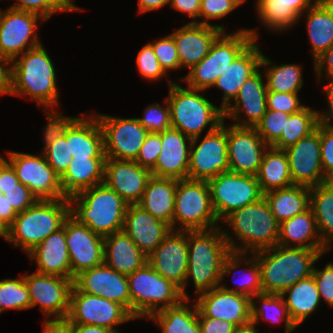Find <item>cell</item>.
I'll list each match as a JSON object with an SVG mask.
<instances>
[{
	"mask_svg": "<svg viewBox=\"0 0 333 333\" xmlns=\"http://www.w3.org/2000/svg\"><path fill=\"white\" fill-rule=\"evenodd\" d=\"M201 333H234L236 326L231 322L210 317H198Z\"/></svg>",
	"mask_w": 333,
	"mask_h": 333,
	"instance_id": "61",
	"label": "cell"
},
{
	"mask_svg": "<svg viewBox=\"0 0 333 333\" xmlns=\"http://www.w3.org/2000/svg\"><path fill=\"white\" fill-rule=\"evenodd\" d=\"M70 215L93 232L107 236L123 229L128 203L104 182L68 198Z\"/></svg>",
	"mask_w": 333,
	"mask_h": 333,
	"instance_id": "5",
	"label": "cell"
},
{
	"mask_svg": "<svg viewBox=\"0 0 333 333\" xmlns=\"http://www.w3.org/2000/svg\"><path fill=\"white\" fill-rule=\"evenodd\" d=\"M180 223L179 227L176 224ZM207 181L177 179L172 230H210L218 226ZM181 227V228H180Z\"/></svg>",
	"mask_w": 333,
	"mask_h": 333,
	"instance_id": "10",
	"label": "cell"
},
{
	"mask_svg": "<svg viewBox=\"0 0 333 333\" xmlns=\"http://www.w3.org/2000/svg\"><path fill=\"white\" fill-rule=\"evenodd\" d=\"M255 298L259 303H255ZM259 308H258V307ZM280 323L285 320L286 333H292L297 327L291 321L281 294L260 293L251 298V321L256 325L260 320Z\"/></svg>",
	"mask_w": 333,
	"mask_h": 333,
	"instance_id": "44",
	"label": "cell"
},
{
	"mask_svg": "<svg viewBox=\"0 0 333 333\" xmlns=\"http://www.w3.org/2000/svg\"><path fill=\"white\" fill-rule=\"evenodd\" d=\"M223 32L216 26L188 22L170 33L176 44L180 67L190 70L199 63Z\"/></svg>",
	"mask_w": 333,
	"mask_h": 333,
	"instance_id": "27",
	"label": "cell"
},
{
	"mask_svg": "<svg viewBox=\"0 0 333 333\" xmlns=\"http://www.w3.org/2000/svg\"><path fill=\"white\" fill-rule=\"evenodd\" d=\"M30 295V308L40 306L47 317L66 318L70 310L73 280L65 277L33 272L24 274Z\"/></svg>",
	"mask_w": 333,
	"mask_h": 333,
	"instance_id": "17",
	"label": "cell"
},
{
	"mask_svg": "<svg viewBox=\"0 0 333 333\" xmlns=\"http://www.w3.org/2000/svg\"><path fill=\"white\" fill-rule=\"evenodd\" d=\"M262 54L260 67H265L264 76L266 79L267 91L280 93H299L303 87L302 66L299 64L275 65ZM267 68V70H266Z\"/></svg>",
	"mask_w": 333,
	"mask_h": 333,
	"instance_id": "43",
	"label": "cell"
},
{
	"mask_svg": "<svg viewBox=\"0 0 333 333\" xmlns=\"http://www.w3.org/2000/svg\"><path fill=\"white\" fill-rule=\"evenodd\" d=\"M321 160L325 178L333 175V128L320 124Z\"/></svg>",
	"mask_w": 333,
	"mask_h": 333,
	"instance_id": "59",
	"label": "cell"
},
{
	"mask_svg": "<svg viewBox=\"0 0 333 333\" xmlns=\"http://www.w3.org/2000/svg\"><path fill=\"white\" fill-rule=\"evenodd\" d=\"M0 191L17 213L30 208L38 200L31 190L21 182L17 184V187L0 188Z\"/></svg>",
	"mask_w": 333,
	"mask_h": 333,
	"instance_id": "57",
	"label": "cell"
},
{
	"mask_svg": "<svg viewBox=\"0 0 333 333\" xmlns=\"http://www.w3.org/2000/svg\"><path fill=\"white\" fill-rule=\"evenodd\" d=\"M305 13L315 60L333 45V0H319Z\"/></svg>",
	"mask_w": 333,
	"mask_h": 333,
	"instance_id": "37",
	"label": "cell"
},
{
	"mask_svg": "<svg viewBox=\"0 0 333 333\" xmlns=\"http://www.w3.org/2000/svg\"><path fill=\"white\" fill-rule=\"evenodd\" d=\"M190 299H183L178 305L164 308L151 314L148 319L153 320L162 333H201L198 322V308L195 302L188 307Z\"/></svg>",
	"mask_w": 333,
	"mask_h": 333,
	"instance_id": "41",
	"label": "cell"
},
{
	"mask_svg": "<svg viewBox=\"0 0 333 333\" xmlns=\"http://www.w3.org/2000/svg\"><path fill=\"white\" fill-rule=\"evenodd\" d=\"M169 94L166 97L170 107L171 128L195 138L209 125L207 132L216 130L224 119L222 108L216 107L205 96L204 90L182 87L169 80Z\"/></svg>",
	"mask_w": 333,
	"mask_h": 333,
	"instance_id": "7",
	"label": "cell"
},
{
	"mask_svg": "<svg viewBox=\"0 0 333 333\" xmlns=\"http://www.w3.org/2000/svg\"><path fill=\"white\" fill-rule=\"evenodd\" d=\"M8 160L19 181L26 185L38 200L67 198L61 188L60 177L48 164L45 156L22 152H7Z\"/></svg>",
	"mask_w": 333,
	"mask_h": 333,
	"instance_id": "14",
	"label": "cell"
},
{
	"mask_svg": "<svg viewBox=\"0 0 333 333\" xmlns=\"http://www.w3.org/2000/svg\"><path fill=\"white\" fill-rule=\"evenodd\" d=\"M150 44L166 74L170 70L181 69L176 44L170 34Z\"/></svg>",
	"mask_w": 333,
	"mask_h": 333,
	"instance_id": "52",
	"label": "cell"
},
{
	"mask_svg": "<svg viewBox=\"0 0 333 333\" xmlns=\"http://www.w3.org/2000/svg\"><path fill=\"white\" fill-rule=\"evenodd\" d=\"M312 275L320 298L333 308V262L327 263L321 270L314 267Z\"/></svg>",
	"mask_w": 333,
	"mask_h": 333,
	"instance_id": "58",
	"label": "cell"
},
{
	"mask_svg": "<svg viewBox=\"0 0 333 333\" xmlns=\"http://www.w3.org/2000/svg\"><path fill=\"white\" fill-rule=\"evenodd\" d=\"M290 114L267 109L262 120L255 126L265 143L272 147L281 137Z\"/></svg>",
	"mask_w": 333,
	"mask_h": 333,
	"instance_id": "49",
	"label": "cell"
},
{
	"mask_svg": "<svg viewBox=\"0 0 333 333\" xmlns=\"http://www.w3.org/2000/svg\"><path fill=\"white\" fill-rule=\"evenodd\" d=\"M56 79L54 64L43 44L11 61L10 94L28 96L44 109H56L59 104Z\"/></svg>",
	"mask_w": 333,
	"mask_h": 333,
	"instance_id": "2",
	"label": "cell"
},
{
	"mask_svg": "<svg viewBox=\"0 0 333 333\" xmlns=\"http://www.w3.org/2000/svg\"><path fill=\"white\" fill-rule=\"evenodd\" d=\"M313 62L316 77L319 82L322 81L320 79H322L324 75L327 76L326 78H329V81H333V45L324 53H322L318 58H316Z\"/></svg>",
	"mask_w": 333,
	"mask_h": 333,
	"instance_id": "62",
	"label": "cell"
},
{
	"mask_svg": "<svg viewBox=\"0 0 333 333\" xmlns=\"http://www.w3.org/2000/svg\"><path fill=\"white\" fill-rule=\"evenodd\" d=\"M19 182L15 170L0 153V188L17 187Z\"/></svg>",
	"mask_w": 333,
	"mask_h": 333,
	"instance_id": "65",
	"label": "cell"
},
{
	"mask_svg": "<svg viewBox=\"0 0 333 333\" xmlns=\"http://www.w3.org/2000/svg\"><path fill=\"white\" fill-rule=\"evenodd\" d=\"M69 215L68 198L37 200L30 208L17 214L1 237L28 254L51 233L62 228Z\"/></svg>",
	"mask_w": 333,
	"mask_h": 333,
	"instance_id": "6",
	"label": "cell"
},
{
	"mask_svg": "<svg viewBox=\"0 0 333 333\" xmlns=\"http://www.w3.org/2000/svg\"><path fill=\"white\" fill-rule=\"evenodd\" d=\"M165 101L166 106L160 103L150 104L146 107L143 118H137L148 132L160 133L171 128L170 107L167 99Z\"/></svg>",
	"mask_w": 333,
	"mask_h": 333,
	"instance_id": "51",
	"label": "cell"
},
{
	"mask_svg": "<svg viewBox=\"0 0 333 333\" xmlns=\"http://www.w3.org/2000/svg\"><path fill=\"white\" fill-rule=\"evenodd\" d=\"M323 185L333 193V175L326 177L324 179Z\"/></svg>",
	"mask_w": 333,
	"mask_h": 333,
	"instance_id": "73",
	"label": "cell"
},
{
	"mask_svg": "<svg viewBox=\"0 0 333 333\" xmlns=\"http://www.w3.org/2000/svg\"><path fill=\"white\" fill-rule=\"evenodd\" d=\"M45 20L32 12L7 8L0 9V56L13 61L27 50L41 43L37 29Z\"/></svg>",
	"mask_w": 333,
	"mask_h": 333,
	"instance_id": "15",
	"label": "cell"
},
{
	"mask_svg": "<svg viewBox=\"0 0 333 333\" xmlns=\"http://www.w3.org/2000/svg\"><path fill=\"white\" fill-rule=\"evenodd\" d=\"M106 158H73L60 177L64 195L69 198L104 182Z\"/></svg>",
	"mask_w": 333,
	"mask_h": 333,
	"instance_id": "36",
	"label": "cell"
},
{
	"mask_svg": "<svg viewBox=\"0 0 333 333\" xmlns=\"http://www.w3.org/2000/svg\"><path fill=\"white\" fill-rule=\"evenodd\" d=\"M318 124V110L305 106L300 111L290 114L280 139L272 147L285 150L301 138L309 136Z\"/></svg>",
	"mask_w": 333,
	"mask_h": 333,
	"instance_id": "46",
	"label": "cell"
},
{
	"mask_svg": "<svg viewBox=\"0 0 333 333\" xmlns=\"http://www.w3.org/2000/svg\"><path fill=\"white\" fill-rule=\"evenodd\" d=\"M104 263L128 276L147 263V256L121 230L104 236Z\"/></svg>",
	"mask_w": 333,
	"mask_h": 333,
	"instance_id": "33",
	"label": "cell"
},
{
	"mask_svg": "<svg viewBox=\"0 0 333 333\" xmlns=\"http://www.w3.org/2000/svg\"><path fill=\"white\" fill-rule=\"evenodd\" d=\"M211 204L218 219L224 220L233 211L257 202L263 197L256 176L222 172L207 181Z\"/></svg>",
	"mask_w": 333,
	"mask_h": 333,
	"instance_id": "11",
	"label": "cell"
},
{
	"mask_svg": "<svg viewBox=\"0 0 333 333\" xmlns=\"http://www.w3.org/2000/svg\"><path fill=\"white\" fill-rule=\"evenodd\" d=\"M232 228V235L223 230L232 252L255 253L277 245L280 223L275 219L264 196L257 202L233 211L223 221ZM236 240H240V246ZM250 249V250H249ZM250 251V252H249Z\"/></svg>",
	"mask_w": 333,
	"mask_h": 333,
	"instance_id": "4",
	"label": "cell"
},
{
	"mask_svg": "<svg viewBox=\"0 0 333 333\" xmlns=\"http://www.w3.org/2000/svg\"><path fill=\"white\" fill-rule=\"evenodd\" d=\"M72 267V280L81 271L104 263V237L69 215L62 226Z\"/></svg>",
	"mask_w": 333,
	"mask_h": 333,
	"instance_id": "18",
	"label": "cell"
},
{
	"mask_svg": "<svg viewBox=\"0 0 333 333\" xmlns=\"http://www.w3.org/2000/svg\"><path fill=\"white\" fill-rule=\"evenodd\" d=\"M275 219L282 223L310 208V188L291 185L263 194Z\"/></svg>",
	"mask_w": 333,
	"mask_h": 333,
	"instance_id": "39",
	"label": "cell"
},
{
	"mask_svg": "<svg viewBox=\"0 0 333 333\" xmlns=\"http://www.w3.org/2000/svg\"><path fill=\"white\" fill-rule=\"evenodd\" d=\"M136 64L139 74L147 81H156L163 76H167L149 42L141 47V50L137 53Z\"/></svg>",
	"mask_w": 333,
	"mask_h": 333,
	"instance_id": "53",
	"label": "cell"
},
{
	"mask_svg": "<svg viewBox=\"0 0 333 333\" xmlns=\"http://www.w3.org/2000/svg\"><path fill=\"white\" fill-rule=\"evenodd\" d=\"M328 251L276 245L253 253L260 266L263 293L282 294L309 277L314 264Z\"/></svg>",
	"mask_w": 333,
	"mask_h": 333,
	"instance_id": "3",
	"label": "cell"
},
{
	"mask_svg": "<svg viewBox=\"0 0 333 333\" xmlns=\"http://www.w3.org/2000/svg\"><path fill=\"white\" fill-rule=\"evenodd\" d=\"M151 170L134 160L106 158L104 183L128 204H138L143 196Z\"/></svg>",
	"mask_w": 333,
	"mask_h": 333,
	"instance_id": "25",
	"label": "cell"
},
{
	"mask_svg": "<svg viewBox=\"0 0 333 333\" xmlns=\"http://www.w3.org/2000/svg\"><path fill=\"white\" fill-rule=\"evenodd\" d=\"M27 256L30 261L36 260V272L72 279V267L63 227L51 233Z\"/></svg>",
	"mask_w": 333,
	"mask_h": 333,
	"instance_id": "30",
	"label": "cell"
},
{
	"mask_svg": "<svg viewBox=\"0 0 333 333\" xmlns=\"http://www.w3.org/2000/svg\"><path fill=\"white\" fill-rule=\"evenodd\" d=\"M258 69L242 84L234 104L224 110V119H235L233 125L255 127L267 111V86ZM243 111V113H242ZM242 114L245 117H241ZM244 118V119H243Z\"/></svg>",
	"mask_w": 333,
	"mask_h": 333,
	"instance_id": "24",
	"label": "cell"
},
{
	"mask_svg": "<svg viewBox=\"0 0 333 333\" xmlns=\"http://www.w3.org/2000/svg\"><path fill=\"white\" fill-rule=\"evenodd\" d=\"M198 317L231 322L236 327L251 323V298L227 291L220 286L197 295Z\"/></svg>",
	"mask_w": 333,
	"mask_h": 333,
	"instance_id": "21",
	"label": "cell"
},
{
	"mask_svg": "<svg viewBox=\"0 0 333 333\" xmlns=\"http://www.w3.org/2000/svg\"><path fill=\"white\" fill-rule=\"evenodd\" d=\"M69 155L73 158H106L103 133L97 117H78L65 133Z\"/></svg>",
	"mask_w": 333,
	"mask_h": 333,
	"instance_id": "31",
	"label": "cell"
},
{
	"mask_svg": "<svg viewBox=\"0 0 333 333\" xmlns=\"http://www.w3.org/2000/svg\"><path fill=\"white\" fill-rule=\"evenodd\" d=\"M147 263L161 276L181 288L188 270V231L171 230L147 256Z\"/></svg>",
	"mask_w": 333,
	"mask_h": 333,
	"instance_id": "23",
	"label": "cell"
},
{
	"mask_svg": "<svg viewBox=\"0 0 333 333\" xmlns=\"http://www.w3.org/2000/svg\"><path fill=\"white\" fill-rule=\"evenodd\" d=\"M70 333H117L111 329H106L94 325L70 324Z\"/></svg>",
	"mask_w": 333,
	"mask_h": 333,
	"instance_id": "69",
	"label": "cell"
},
{
	"mask_svg": "<svg viewBox=\"0 0 333 333\" xmlns=\"http://www.w3.org/2000/svg\"><path fill=\"white\" fill-rule=\"evenodd\" d=\"M176 190L177 179L152 176L138 205L172 228Z\"/></svg>",
	"mask_w": 333,
	"mask_h": 333,
	"instance_id": "35",
	"label": "cell"
},
{
	"mask_svg": "<svg viewBox=\"0 0 333 333\" xmlns=\"http://www.w3.org/2000/svg\"><path fill=\"white\" fill-rule=\"evenodd\" d=\"M191 142L192 138L180 130L170 128L161 132V152L151 170L152 176L178 180L188 178Z\"/></svg>",
	"mask_w": 333,
	"mask_h": 333,
	"instance_id": "26",
	"label": "cell"
},
{
	"mask_svg": "<svg viewBox=\"0 0 333 333\" xmlns=\"http://www.w3.org/2000/svg\"><path fill=\"white\" fill-rule=\"evenodd\" d=\"M295 245V246H292ZM277 245L282 247L329 250L322 242L311 208L280 223Z\"/></svg>",
	"mask_w": 333,
	"mask_h": 333,
	"instance_id": "34",
	"label": "cell"
},
{
	"mask_svg": "<svg viewBox=\"0 0 333 333\" xmlns=\"http://www.w3.org/2000/svg\"><path fill=\"white\" fill-rule=\"evenodd\" d=\"M313 1V2H312ZM319 0H257L256 12L265 29L283 32L298 24L304 12Z\"/></svg>",
	"mask_w": 333,
	"mask_h": 333,
	"instance_id": "32",
	"label": "cell"
},
{
	"mask_svg": "<svg viewBox=\"0 0 333 333\" xmlns=\"http://www.w3.org/2000/svg\"><path fill=\"white\" fill-rule=\"evenodd\" d=\"M70 324L94 325L116 331V325L136 320L122 305L80 292L74 285L70 294Z\"/></svg>",
	"mask_w": 333,
	"mask_h": 333,
	"instance_id": "13",
	"label": "cell"
},
{
	"mask_svg": "<svg viewBox=\"0 0 333 333\" xmlns=\"http://www.w3.org/2000/svg\"><path fill=\"white\" fill-rule=\"evenodd\" d=\"M293 184L308 188L324 183L320 149V124L309 136L301 138L285 150Z\"/></svg>",
	"mask_w": 333,
	"mask_h": 333,
	"instance_id": "19",
	"label": "cell"
},
{
	"mask_svg": "<svg viewBox=\"0 0 333 333\" xmlns=\"http://www.w3.org/2000/svg\"><path fill=\"white\" fill-rule=\"evenodd\" d=\"M15 4L10 8L32 12L41 16L45 21L49 20L58 12L49 2V0H15Z\"/></svg>",
	"mask_w": 333,
	"mask_h": 333,
	"instance_id": "60",
	"label": "cell"
},
{
	"mask_svg": "<svg viewBox=\"0 0 333 333\" xmlns=\"http://www.w3.org/2000/svg\"><path fill=\"white\" fill-rule=\"evenodd\" d=\"M42 333H70V321L66 318L45 319Z\"/></svg>",
	"mask_w": 333,
	"mask_h": 333,
	"instance_id": "68",
	"label": "cell"
},
{
	"mask_svg": "<svg viewBox=\"0 0 333 333\" xmlns=\"http://www.w3.org/2000/svg\"><path fill=\"white\" fill-rule=\"evenodd\" d=\"M73 285L80 291L101 296L122 305L131 314L127 275L110 268L105 263L81 271L75 276Z\"/></svg>",
	"mask_w": 333,
	"mask_h": 333,
	"instance_id": "22",
	"label": "cell"
},
{
	"mask_svg": "<svg viewBox=\"0 0 333 333\" xmlns=\"http://www.w3.org/2000/svg\"><path fill=\"white\" fill-rule=\"evenodd\" d=\"M230 252L222 227L188 231V270L180 288L182 297L190 299L185 290L189 279L193 281L197 295L218 287L223 262Z\"/></svg>",
	"mask_w": 333,
	"mask_h": 333,
	"instance_id": "1",
	"label": "cell"
},
{
	"mask_svg": "<svg viewBox=\"0 0 333 333\" xmlns=\"http://www.w3.org/2000/svg\"><path fill=\"white\" fill-rule=\"evenodd\" d=\"M41 153L59 177L66 172L73 159L72 155H69V141H66L65 135L54 140Z\"/></svg>",
	"mask_w": 333,
	"mask_h": 333,
	"instance_id": "50",
	"label": "cell"
},
{
	"mask_svg": "<svg viewBox=\"0 0 333 333\" xmlns=\"http://www.w3.org/2000/svg\"><path fill=\"white\" fill-rule=\"evenodd\" d=\"M256 178L263 194L293 185L286 152L268 147Z\"/></svg>",
	"mask_w": 333,
	"mask_h": 333,
	"instance_id": "42",
	"label": "cell"
},
{
	"mask_svg": "<svg viewBox=\"0 0 333 333\" xmlns=\"http://www.w3.org/2000/svg\"><path fill=\"white\" fill-rule=\"evenodd\" d=\"M161 145V132H149L134 161L142 167L152 170L161 152Z\"/></svg>",
	"mask_w": 333,
	"mask_h": 333,
	"instance_id": "56",
	"label": "cell"
},
{
	"mask_svg": "<svg viewBox=\"0 0 333 333\" xmlns=\"http://www.w3.org/2000/svg\"><path fill=\"white\" fill-rule=\"evenodd\" d=\"M247 253H237L230 252V254L225 258L223 262V268L221 272V282L219 286L227 291H233L237 294H241L252 298L254 295L260 294L263 292L261 284V270L257 258L254 254L251 253L247 256ZM248 258V259H247ZM245 261V262H244ZM247 265L246 273L242 275L241 281L236 284V288H228V286L223 285L222 281L225 276L231 274L235 270H239V267L242 265ZM248 271V273H247Z\"/></svg>",
	"mask_w": 333,
	"mask_h": 333,
	"instance_id": "40",
	"label": "cell"
},
{
	"mask_svg": "<svg viewBox=\"0 0 333 333\" xmlns=\"http://www.w3.org/2000/svg\"><path fill=\"white\" fill-rule=\"evenodd\" d=\"M122 230L146 256H149L172 228L164 221L153 217L138 204H129Z\"/></svg>",
	"mask_w": 333,
	"mask_h": 333,
	"instance_id": "28",
	"label": "cell"
},
{
	"mask_svg": "<svg viewBox=\"0 0 333 333\" xmlns=\"http://www.w3.org/2000/svg\"><path fill=\"white\" fill-rule=\"evenodd\" d=\"M30 295L24 275L15 279L0 280V314L5 310L30 309Z\"/></svg>",
	"mask_w": 333,
	"mask_h": 333,
	"instance_id": "47",
	"label": "cell"
},
{
	"mask_svg": "<svg viewBox=\"0 0 333 333\" xmlns=\"http://www.w3.org/2000/svg\"><path fill=\"white\" fill-rule=\"evenodd\" d=\"M103 133L106 158L135 160L148 131L137 118H118L95 114Z\"/></svg>",
	"mask_w": 333,
	"mask_h": 333,
	"instance_id": "16",
	"label": "cell"
},
{
	"mask_svg": "<svg viewBox=\"0 0 333 333\" xmlns=\"http://www.w3.org/2000/svg\"><path fill=\"white\" fill-rule=\"evenodd\" d=\"M298 93H280L267 91V109L293 114L306 105L300 103Z\"/></svg>",
	"mask_w": 333,
	"mask_h": 333,
	"instance_id": "55",
	"label": "cell"
},
{
	"mask_svg": "<svg viewBox=\"0 0 333 333\" xmlns=\"http://www.w3.org/2000/svg\"><path fill=\"white\" fill-rule=\"evenodd\" d=\"M223 123L214 131L192 138L188 178L208 181L222 172L229 171L227 152V127ZM200 142L198 145H196Z\"/></svg>",
	"mask_w": 333,
	"mask_h": 333,
	"instance_id": "12",
	"label": "cell"
},
{
	"mask_svg": "<svg viewBox=\"0 0 333 333\" xmlns=\"http://www.w3.org/2000/svg\"><path fill=\"white\" fill-rule=\"evenodd\" d=\"M11 93V61L0 56V95Z\"/></svg>",
	"mask_w": 333,
	"mask_h": 333,
	"instance_id": "67",
	"label": "cell"
},
{
	"mask_svg": "<svg viewBox=\"0 0 333 333\" xmlns=\"http://www.w3.org/2000/svg\"><path fill=\"white\" fill-rule=\"evenodd\" d=\"M257 30L242 29L233 33L223 32L212 44L208 55L194 65L183 78L189 88L207 90L232 61L253 41L258 40Z\"/></svg>",
	"mask_w": 333,
	"mask_h": 333,
	"instance_id": "9",
	"label": "cell"
},
{
	"mask_svg": "<svg viewBox=\"0 0 333 333\" xmlns=\"http://www.w3.org/2000/svg\"><path fill=\"white\" fill-rule=\"evenodd\" d=\"M262 52L256 40H253L223 71L215 87L222 90L220 107L224 111L236 98L242 84L260 68Z\"/></svg>",
	"mask_w": 333,
	"mask_h": 333,
	"instance_id": "29",
	"label": "cell"
},
{
	"mask_svg": "<svg viewBox=\"0 0 333 333\" xmlns=\"http://www.w3.org/2000/svg\"><path fill=\"white\" fill-rule=\"evenodd\" d=\"M326 86L323 87L324 94L328 101V110L325 112L318 111L319 124L324 125L329 128H333V81H329Z\"/></svg>",
	"mask_w": 333,
	"mask_h": 333,
	"instance_id": "66",
	"label": "cell"
},
{
	"mask_svg": "<svg viewBox=\"0 0 333 333\" xmlns=\"http://www.w3.org/2000/svg\"><path fill=\"white\" fill-rule=\"evenodd\" d=\"M131 315L149 317L164 308L178 305L184 298L180 288L161 276L148 263L127 276Z\"/></svg>",
	"mask_w": 333,
	"mask_h": 333,
	"instance_id": "8",
	"label": "cell"
},
{
	"mask_svg": "<svg viewBox=\"0 0 333 333\" xmlns=\"http://www.w3.org/2000/svg\"><path fill=\"white\" fill-rule=\"evenodd\" d=\"M310 208L322 242L330 249L333 241V193L323 184L310 188Z\"/></svg>",
	"mask_w": 333,
	"mask_h": 333,
	"instance_id": "45",
	"label": "cell"
},
{
	"mask_svg": "<svg viewBox=\"0 0 333 333\" xmlns=\"http://www.w3.org/2000/svg\"><path fill=\"white\" fill-rule=\"evenodd\" d=\"M246 0H201L199 18L204 20H196L198 24L212 25L225 32L223 25H215L209 23L210 20H219L226 15H229L233 10H236L240 5L244 4Z\"/></svg>",
	"mask_w": 333,
	"mask_h": 333,
	"instance_id": "48",
	"label": "cell"
},
{
	"mask_svg": "<svg viewBox=\"0 0 333 333\" xmlns=\"http://www.w3.org/2000/svg\"><path fill=\"white\" fill-rule=\"evenodd\" d=\"M170 0H138V12L144 13L153 11L163 6L169 5Z\"/></svg>",
	"mask_w": 333,
	"mask_h": 333,
	"instance_id": "70",
	"label": "cell"
},
{
	"mask_svg": "<svg viewBox=\"0 0 333 333\" xmlns=\"http://www.w3.org/2000/svg\"><path fill=\"white\" fill-rule=\"evenodd\" d=\"M45 114L48 121L43 133L44 148L54 140L64 136L70 125L78 118L65 116L63 113L55 111L54 108H45Z\"/></svg>",
	"mask_w": 333,
	"mask_h": 333,
	"instance_id": "54",
	"label": "cell"
},
{
	"mask_svg": "<svg viewBox=\"0 0 333 333\" xmlns=\"http://www.w3.org/2000/svg\"><path fill=\"white\" fill-rule=\"evenodd\" d=\"M17 212L7 201V198L0 191V237L13 224Z\"/></svg>",
	"mask_w": 333,
	"mask_h": 333,
	"instance_id": "63",
	"label": "cell"
},
{
	"mask_svg": "<svg viewBox=\"0 0 333 333\" xmlns=\"http://www.w3.org/2000/svg\"><path fill=\"white\" fill-rule=\"evenodd\" d=\"M281 295L287 307L289 317L296 327L304 322L306 318L310 317V315L312 316L321 302L313 275L299 280Z\"/></svg>",
	"mask_w": 333,
	"mask_h": 333,
	"instance_id": "38",
	"label": "cell"
},
{
	"mask_svg": "<svg viewBox=\"0 0 333 333\" xmlns=\"http://www.w3.org/2000/svg\"><path fill=\"white\" fill-rule=\"evenodd\" d=\"M50 4L58 11H81L82 9L78 8L72 0H49Z\"/></svg>",
	"mask_w": 333,
	"mask_h": 333,
	"instance_id": "71",
	"label": "cell"
},
{
	"mask_svg": "<svg viewBox=\"0 0 333 333\" xmlns=\"http://www.w3.org/2000/svg\"><path fill=\"white\" fill-rule=\"evenodd\" d=\"M258 331L256 325L251 322L247 325L236 327L234 333H259Z\"/></svg>",
	"mask_w": 333,
	"mask_h": 333,
	"instance_id": "72",
	"label": "cell"
},
{
	"mask_svg": "<svg viewBox=\"0 0 333 333\" xmlns=\"http://www.w3.org/2000/svg\"><path fill=\"white\" fill-rule=\"evenodd\" d=\"M201 0H170V6L179 12L185 13L192 18L191 23H196L199 17Z\"/></svg>",
	"mask_w": 333,
	"mask_h": 333,
	"instance_id": "64",
	"label": "cell"
},
{
	"mask_svg": "<svg viewBox=\"0 0 333 333\" xmlns=\"http://www.w3.org/2000/svg\"><path fill=\"white\" fill-rule=\"evenodd\" d=\"M268 145L255 127H227L229 171L256 176Z\"/></svg>",
	"mask_w": 333,
	"mask_h": 333,
	"instance_id": "20",
	"label": "cell"
}]
</instances>
